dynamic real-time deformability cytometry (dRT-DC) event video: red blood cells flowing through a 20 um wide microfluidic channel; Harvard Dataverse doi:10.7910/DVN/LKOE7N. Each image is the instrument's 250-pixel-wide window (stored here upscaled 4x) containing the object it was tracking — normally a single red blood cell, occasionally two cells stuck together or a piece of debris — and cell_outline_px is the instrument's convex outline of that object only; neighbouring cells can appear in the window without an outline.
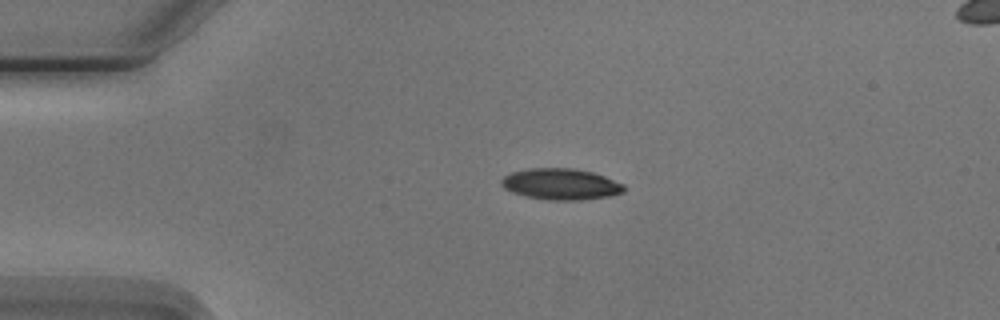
{"species": "Egyptian fruit bat (a non-hibernating species)", "species_latin": "Rousettus aegyptiacus", "temperature_condition": "cold", "stored_images_in_passage": 3, "camera_frame_rate_fps": 3000, "um_per_image_px": 0.085, "animal": {"sex": "male"}, "frame": {"image": 1, "passage_image": 1, "time_ms": 0.0, "image_size_px": [1000, 320], "cell_outline_px": [[624, 192], [608, 196], [580, 200], [548, 200], [528, 196], [512, 192], [504, 188], [500, 184], [500, 180], [504, 176], [512, 172], [528, 168], [572, 168], [592, 172], [604, 176], [624, 184]], "centroid_in_image_um": [47.65, 15.64], "position_along_channel_um": 37.3, "area_um2": 22.2}}